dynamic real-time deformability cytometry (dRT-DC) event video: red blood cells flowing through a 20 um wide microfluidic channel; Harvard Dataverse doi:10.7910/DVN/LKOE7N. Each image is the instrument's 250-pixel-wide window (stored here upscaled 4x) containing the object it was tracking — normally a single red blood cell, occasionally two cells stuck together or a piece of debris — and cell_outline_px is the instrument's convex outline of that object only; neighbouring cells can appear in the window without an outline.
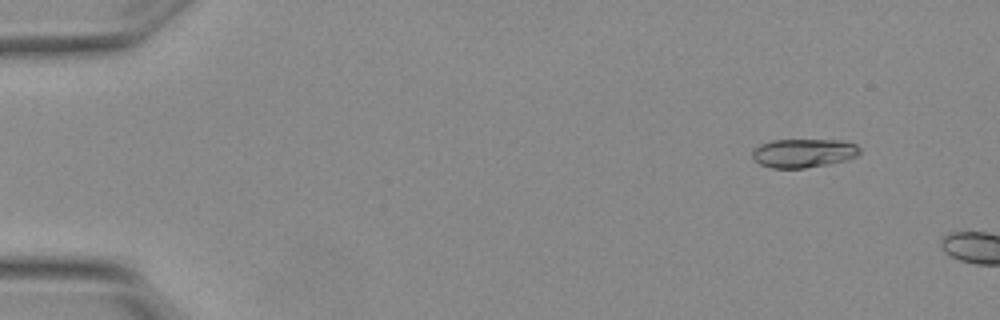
{"species": "Egyptian fruit bat (a non-hibernating species)", "species_latin": "Rousettus aegyptiacus", "temperature_condition": "warm", "stored_images_in_passage": 3, "camera_frame_rate_fps": 3000, "um_per_image_px": 0.085, "animal": {"sex": "female"}, "frame": {"image": 1, "passage_image": 2, "time_ms": 0.333, "image_size_px": [1000, 320], "cell_outline_px": [[860, 152], [856, 156], [844, 160], [828, 164], [804, 168], [772, 168], [760, 164], [752, 156], [752, 148], [760, 144], [772, 140], [844, 140], [856, 144], [860, 148]], "centroid_in_image_um": [68.29, 13.0], "position_along_channel_um": 16.7, "area_um2": 18.03}}